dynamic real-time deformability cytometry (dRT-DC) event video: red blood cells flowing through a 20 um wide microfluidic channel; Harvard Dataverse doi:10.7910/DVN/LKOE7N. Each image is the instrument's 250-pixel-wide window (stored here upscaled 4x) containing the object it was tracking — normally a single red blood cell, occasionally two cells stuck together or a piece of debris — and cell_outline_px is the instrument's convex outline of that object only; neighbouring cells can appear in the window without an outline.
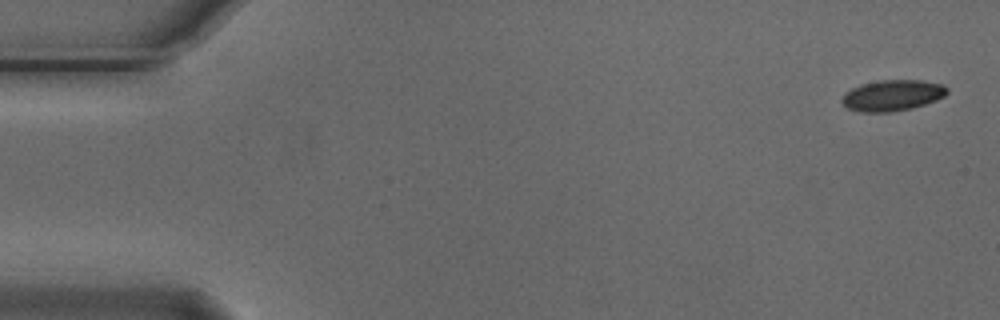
{"species": "Egyptian fruit bat (a non-hibernating species)", "species_latin": "Rousettus aegyptiacus", "temperature_condition": "cold", "stored_images_in_passage": 9, "camera_frame_rate_fps": 3000, "um_per_image_px": 0.085, "animal": {"sex": "male"}, "frame": {"image": 1, "passage_image": 1, "time_ms": 0.0, "image_size_px": [1000, 320], "cell_outline_px": [[948, 92], [944, 96], [936, 100], [912, 108], [892, 112], [860, 112], [848, 108], [840, 100], [844, 92], [860, 84], [880, 80], [920, 80], [944, 84], [948, 88]], "centroid_in_image_um": [75.84, 8.1], "position_along_channel_um": 9.2, "area_um2": 19.13}}
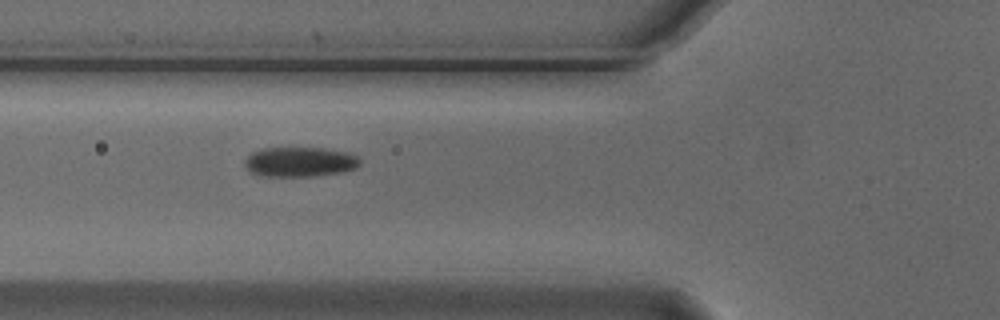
{"frame": {"image": 2, "passage_image": 6, "time_ms": 1.667, "image_size_px": [1000, 320], "cell_outline_px": [[360, 164], [356, 168], [340, 172], [312, 176], [264, 176], [252, 172], [244, 164], [244, 160], [252, 152], [264, 148], [324, 148], [344, 152], [356, 156], [360, 160]], "centroid_in_image_um": [25.47, 13.76], "position_along_channel_um": 100.3, "area_um2": 19.71}}
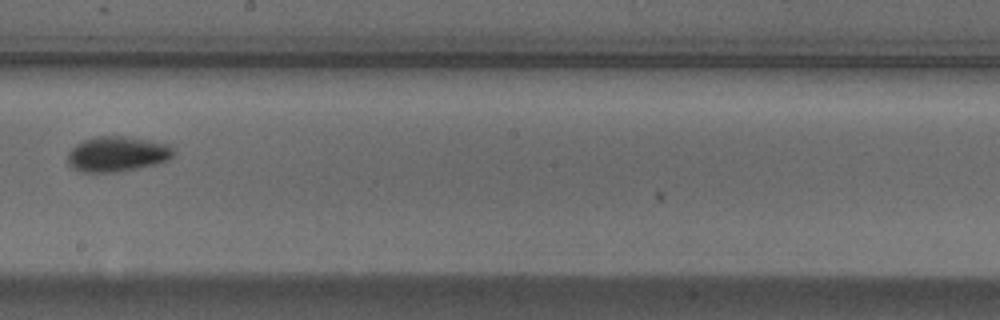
{"frame": {"image": 3, "passage_image": 9, "time_ms": 2.667, "image_size_px": [1000, 320], "cell_outline_px": [[176, 152], [168, 160], [156, 164], [136, 168], [112, 172], [84, 172], [72, 168], [68, 164], [68, 152], [76, 144], [84, 140], [100, 136], [120, 136], [168, 144]], "centroid_in_image_um": [9.94, 13.1], "position_along_channel_um": 238.3, "area_um2": 21.39}}